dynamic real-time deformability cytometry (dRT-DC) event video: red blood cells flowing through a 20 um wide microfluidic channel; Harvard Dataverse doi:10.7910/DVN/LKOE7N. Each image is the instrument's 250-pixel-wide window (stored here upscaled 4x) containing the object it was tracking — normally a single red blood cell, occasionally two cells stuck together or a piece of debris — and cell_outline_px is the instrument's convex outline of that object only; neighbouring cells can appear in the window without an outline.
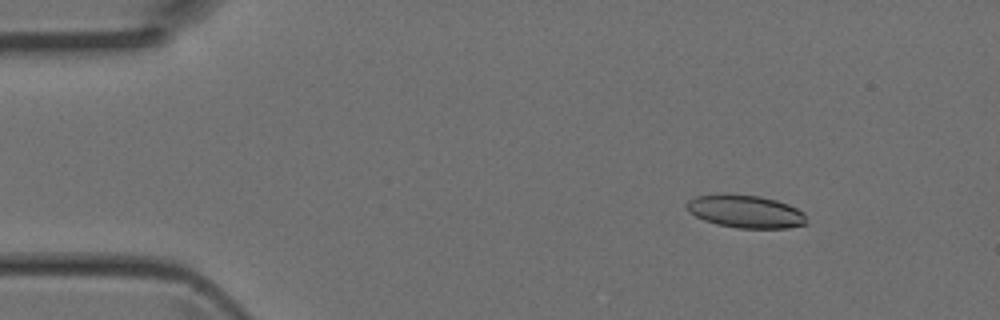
{"species": "Egyptian fruit bat (a non-hibernating species)", "species_latin": "Rousettus aegyptiacus", "temperature_condition": "room temperature", "stored_images_in_passage": 4, "camera_frame_rate_fps": 3000, "um_per_image_px": 0.085, "animal": {"sex": "female"}, "frame": {"image": 1, "passage_image": 1, "time_ms": 0.0, "image_size_px": [1000, 320], "cell_outline_px": [[808, 224], [788, 228], [736, 228], [716, 224], [704, 220], [688, 212], [684, 204], [688, 200], [696, 196], [720, 192], [724, 192], [760, 196], [776, 200], [788, 204], [804, 212]], "centroid_in_image_um": [63.33, 17.95], "position_along_channel_um": 21.7, "area_um2": 23.52}}
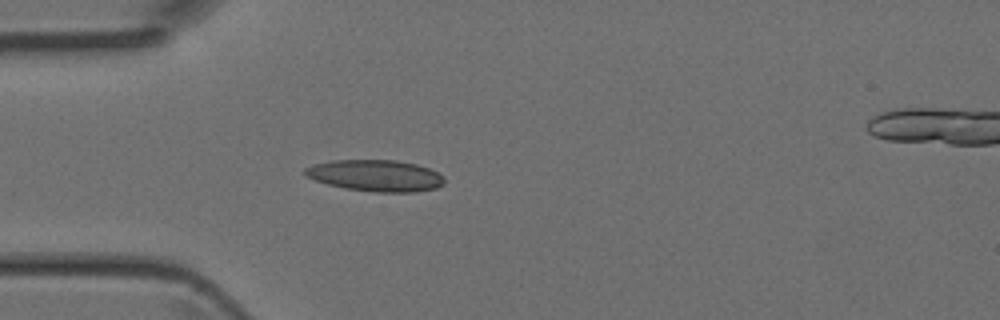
{"frame": {"image": 2, "passage_image": 3, "time_ms": 0.667, "image_size_px": [1000, 320], "cell_outline_px": [[444, 184], [436, 188], [416, 192], [376, 192], [344, 188], [328, 184], [304, 176], [304, 168], [312, 164], [332, 160], [396, 160], [416, 164], [428, 168], [444, 176]], "centroid_in_image_um": [31.91, 14.92], "position_along_channel_um": 53.1, "area_um2": 25.66}}